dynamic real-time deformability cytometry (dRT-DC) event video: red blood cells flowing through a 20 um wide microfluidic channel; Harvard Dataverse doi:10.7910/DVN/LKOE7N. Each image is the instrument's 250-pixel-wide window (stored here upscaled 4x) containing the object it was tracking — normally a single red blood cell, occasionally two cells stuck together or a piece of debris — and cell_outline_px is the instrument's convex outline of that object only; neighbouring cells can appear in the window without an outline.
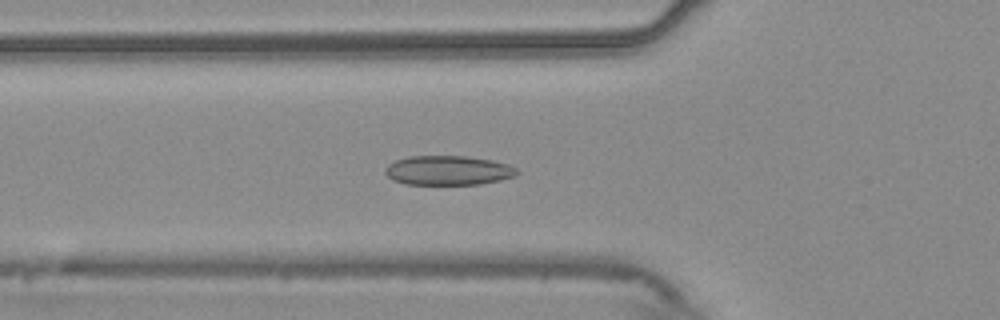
{"species": "common noctule bat (a hibernating species)", "species_latin": "Nyctalus noctula", "temperature_condition": "warm", "stored_images_in_passage": 42, "camera_frame_rate_fps": 3000, "um_per_image_px": 0.085, "animal": {"sex": "male", "body_mass_g": 20.4}, "frame": {"image": 1, "passage_image": 7, "time_ms": 2.0, "image_size_px": [1000, 320], "cell_outline_px": [[516, 176], [500, 180], [480, 184], [404, 184], [392, 180], [384, 172], [384, 168], [388, 164], [396, 160], [408, 156], [464, 156], [492, 160], [508, 164], [516, 168]], "centroid_in_image_um": [38.05, 14.48], "position_along_channel_um": 87.7, "area_um2": 22.6}}
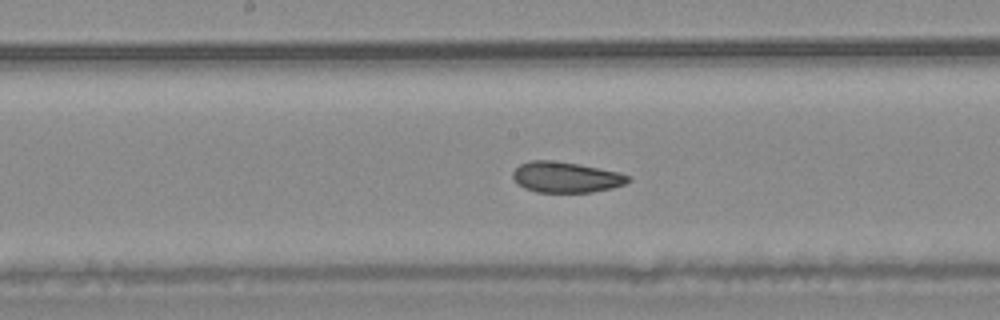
{"frame": {"image": 2, "passage_image": 16, "time_ms": 5.0, "image_size_px": [1000, 320], "cell_outline_px": [[632, 180], [624, 184], [612, 188], [592, 192], [536, 192], [524, 188], [516, 184], [512, 176], [512, 172], [520, 164], [532, 160], [552, 160], [576, 164], [620, 172], [632, 176]], "centroid_in_image_um": [48.1, 15.07], "position_along_channel_um": 200.1, "area_um2": 20.75}}
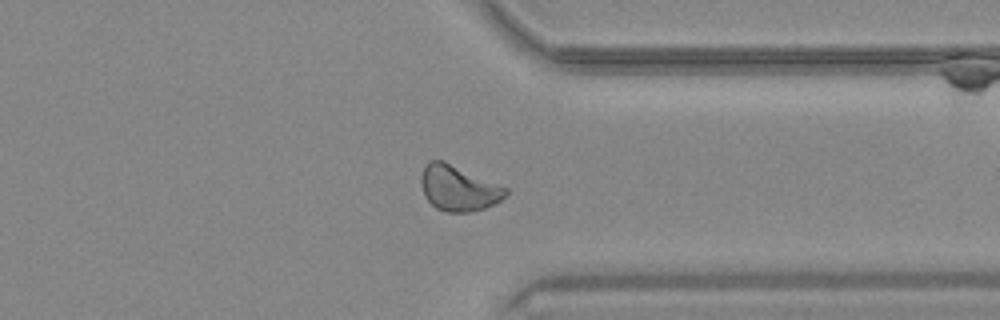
{"frame": {"image": 3, "passage_image": 30, "time_ms": 9.667, "image_size_px": [1000, 320], "cell_outline_px": [[508, 192], [500, 200], [484, 208], [468, 212], [448, 212], [436, 208], [424, 196], [420, 184], [420, 180], [424, 168], [428, 160], [444, 160], [508, 188]], "centroid_in_image_um": [38.94, 15.98], "position_along_channel_um": 372.5, "area_um2": 22.31}, "authors_computed_cell_mechanics": {"area_um2": 21.6461, "velocity_mm_per_s": 3.7235, "shape_relaxation_time_tau1_ms": null, "shape_relaxation_time_tau2_ms": 1.9159, "deformation_change_tau1": null, "deformation_change_tau2": 0.0619}}